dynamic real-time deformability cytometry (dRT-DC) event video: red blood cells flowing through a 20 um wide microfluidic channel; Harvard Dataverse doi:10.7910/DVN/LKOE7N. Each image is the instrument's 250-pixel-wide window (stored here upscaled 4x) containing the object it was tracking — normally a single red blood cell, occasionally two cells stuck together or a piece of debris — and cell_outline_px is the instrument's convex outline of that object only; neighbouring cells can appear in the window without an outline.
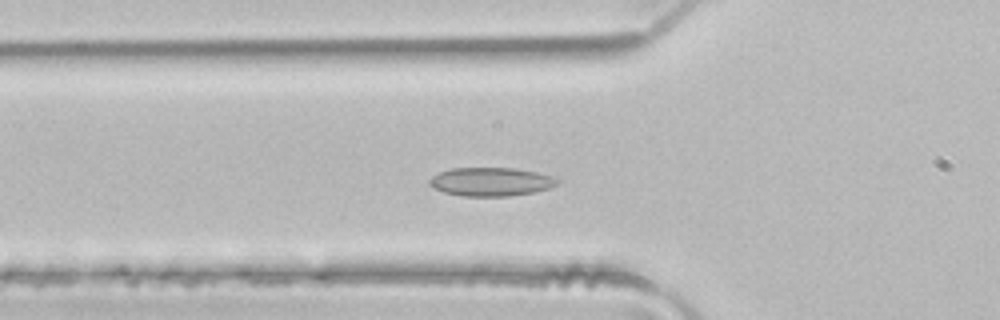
{"species": "common noctule bat (a hibernating species)", "species_latin": "Nyctalus noctula", "temperature_condition": "room temperature", "stored_images_in_passage": 45, "camera_frame_rate_fps": 3000, "um_per_image_px": 0.085, "animal": {"sex": "male", "body_mass_g": 21.5, "forearm_length_mm": 52.0}, "frame": {"image": 1, "passage_image": 12, "time_ms": 3.667, "image_size_px": [1000, 320], "cell_outline_px": [[560, 180], [556, 184], [548, 188], [536, 192], [508, 196], [460, 196], [444, 192], [432, 188], [428, 184], [428, 180], [432, 176], [440, 172], [452, 168], [516, 168], [536, 172], [552, 176]], "centroid_in_image_um": [41.7, 15.45], "position_along_channel_um": 84.1, "area_um2": 21.39}}
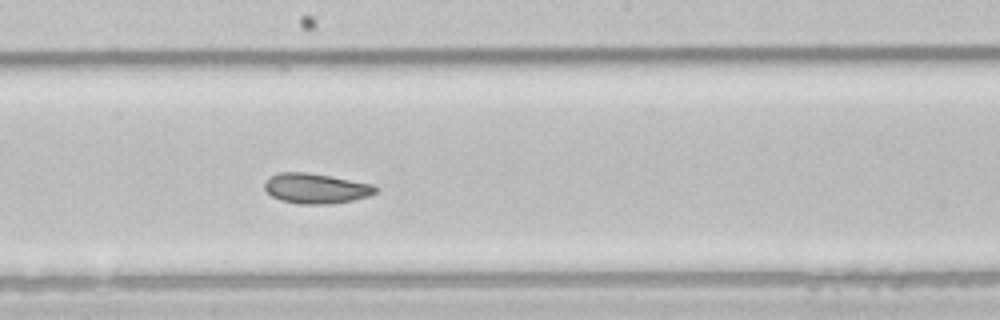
{"frame": {"image": 2, "passage_image": 22, "time_ms": 7.0, "image_size_px": [1000, 320], "cell_outline_px": [[380, 188], [376, 192], [368, 196], [352, 200], [332, 204], [300, 204], [280, 200], [272, 196], [264, 188], [264, 180], [268, 176], [280, 172], [308, 172], [332, 176], [372, 184]], "centroid_in_image_um": [26.83, 16.0], "position_along_channel_um": 221.4, "area_um2": 19.71}}
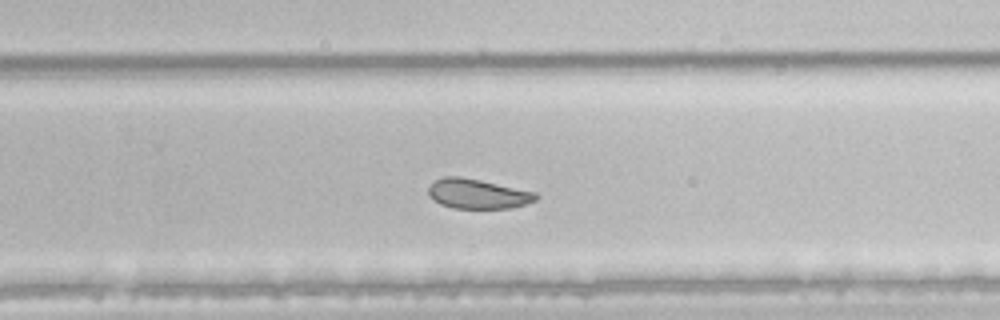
{"frame": {"image": 3, "passage_image": 27, "time_ms": 8.667, "image_size_px": [1000, 320], "cell_outline_px": [[540, 196], [536, 200], [512, 208], [452, 208], [440, 204], [428, 192], [428, 188], [432, 180], [444, 176], [460, 176], [480, 180], [536, 192]], "centroid_in_image_um": [40.6, 16.46], "position_along_channel_um": 289.2, "area_um2": 18.61}, "authors_computed_cell_mechanics": {"area_um2": 21.4438, "velocity_mm_per_s": 4.1034, "shape_relaxation_time_tau1_ms": 9.6027, "shape_relaxation_time_tau2_ms": 3.6239, "deformation_change_tau1": 0.1285, "deformation_change_tau2": 0.0779}}